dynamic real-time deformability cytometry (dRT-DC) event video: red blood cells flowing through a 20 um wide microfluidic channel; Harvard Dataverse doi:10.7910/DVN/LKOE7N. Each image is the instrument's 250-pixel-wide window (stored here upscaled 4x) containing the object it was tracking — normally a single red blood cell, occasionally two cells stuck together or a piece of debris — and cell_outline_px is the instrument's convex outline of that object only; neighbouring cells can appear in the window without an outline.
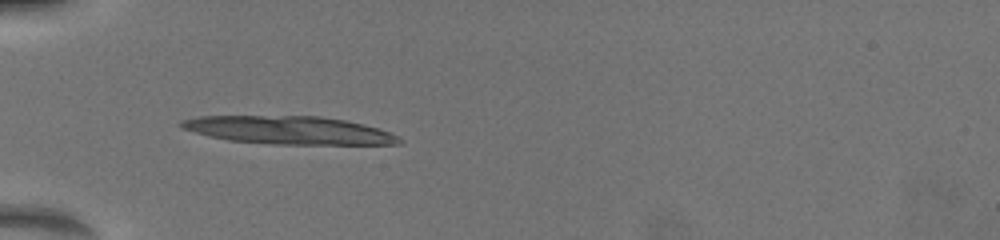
{"species": "common noctule bat (a hibernating species)", "species_latin": "Nyctalus noctula", "temperature_condition": "warm", "stored_images_in_passage": 11, "camera_frame_rate_fps": 3000, "um_per_image_px": 0.085, "animal": {"sex": "female", "body_mass_g": 19.5, "forearm_length_mm": 54.1}, "frame": {"image": 1, "passage_image": 10, "time_ms": 3.333, "image_size_px": [1000, 240], "cell_outline_px": [[404, 144], [272, 144], [228, 140], [208, 136], [180, 128], [180, 120], [200, 116], [320, 116], [344, 120], [364, 124], [388, 132], [404, 140]], "centroid_in_image_um": [24.53, 11.06], "position_along_channel_um": 60.5, "area_um2": 35.49}}